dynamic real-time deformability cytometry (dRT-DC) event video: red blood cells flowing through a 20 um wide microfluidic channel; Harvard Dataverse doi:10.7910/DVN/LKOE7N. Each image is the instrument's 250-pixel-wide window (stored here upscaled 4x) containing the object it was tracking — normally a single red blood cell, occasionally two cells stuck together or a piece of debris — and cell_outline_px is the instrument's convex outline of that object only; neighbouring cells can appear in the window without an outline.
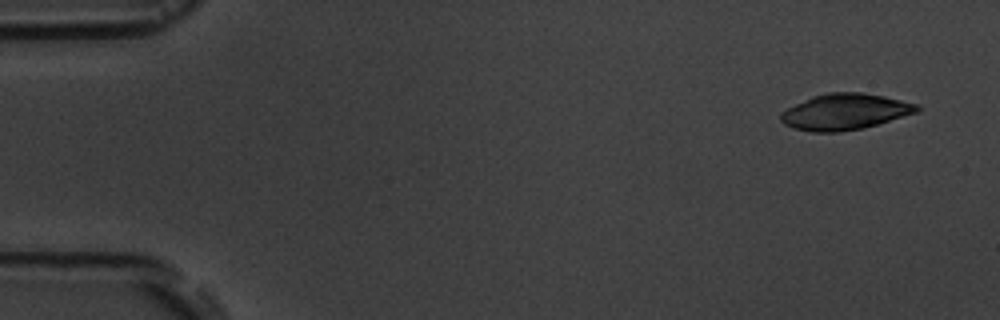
{"species": "common noctule bat (a hibernating species)", "species_latin": "Nyctalus noctula", "temperature_condition": "room temperature", "stored_images_in_passage": 4, "camera_frame_rate_fps": 3000, "um_per_image_px": 0.085, "animal": {"sex": "male", "body_mass_g": 19.5, "forearm_length_mm": 54.6}, "frame": {"image": 1, "passage_image": 1, "time_ms": 0.0, "image_size_px": [1000, 320], "cell_outline_px": [[920, 108], [916, 112], [864, 128], [840, 132], [812, 132], [792, 128], [784, 124], [780, 120], [780, 112], [812, 96], [828, 92], [860, 92], [884, 96], [916, 104]], "centroid_in_image_um": [71.76, 9.5], "position_along_channel_um": 13.2, "area_um2": 28.44}}
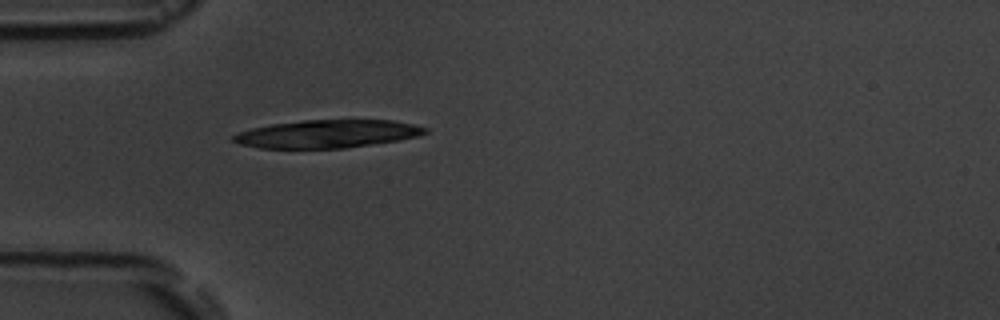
{"frame": {"image": 2, "passage_image": 4, "time_ms": 4.333, "image_size_px": [1000, 320], "cell_outline_px": [[428, 132], [416, 136], [400, 140], [344, 148], [260, 148], [240, 144], [232, 140], [232, 136], [240, 132], [252, 128], [272, 124], [304, 120], [392, 120], [412, 124], [428, 128]], "centroid_in_image_um": [27.82, 11.38], "position_along_channel_um": 57.2, "area_um2": 31.04}}